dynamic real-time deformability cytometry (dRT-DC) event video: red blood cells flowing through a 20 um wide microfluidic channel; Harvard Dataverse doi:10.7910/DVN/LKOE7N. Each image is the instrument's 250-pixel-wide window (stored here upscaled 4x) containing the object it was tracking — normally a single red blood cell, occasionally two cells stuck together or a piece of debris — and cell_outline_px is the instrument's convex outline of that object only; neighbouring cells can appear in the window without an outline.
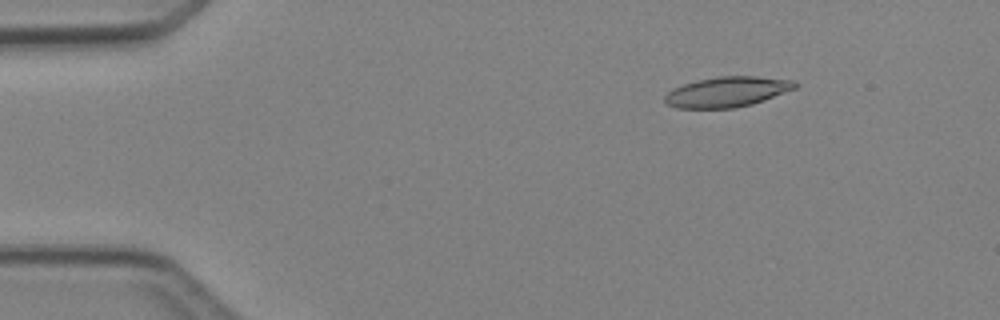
{"species": "Egyptian fruit bat (a non-hibernating species)", "species_latin": "Rousettus aegyptiacus", "temperature_condition": "cold", "stored_images_in_passage": 4, "camera_frame_rate_fps": 3000, "um_per_image_px": 0.085, "animal": {"sex": "female"}, "frame": {"image": 1, "passage_image": 3, "time_ms": 2.0, "image_size_px": [1000, 320], "cell_outline_px": [[796, 88], [764, 100], [752, 104], [736, 108], [676, 108], [668, 104], [664, 100], [664, 96], [672, 88], [696, 80], [716, 76], [756, 76], [796, 80]], "centroid_in_image_um": [61.8, 7.8], "position_along_channel_um": 23.2, "area_um2": 23.06}}